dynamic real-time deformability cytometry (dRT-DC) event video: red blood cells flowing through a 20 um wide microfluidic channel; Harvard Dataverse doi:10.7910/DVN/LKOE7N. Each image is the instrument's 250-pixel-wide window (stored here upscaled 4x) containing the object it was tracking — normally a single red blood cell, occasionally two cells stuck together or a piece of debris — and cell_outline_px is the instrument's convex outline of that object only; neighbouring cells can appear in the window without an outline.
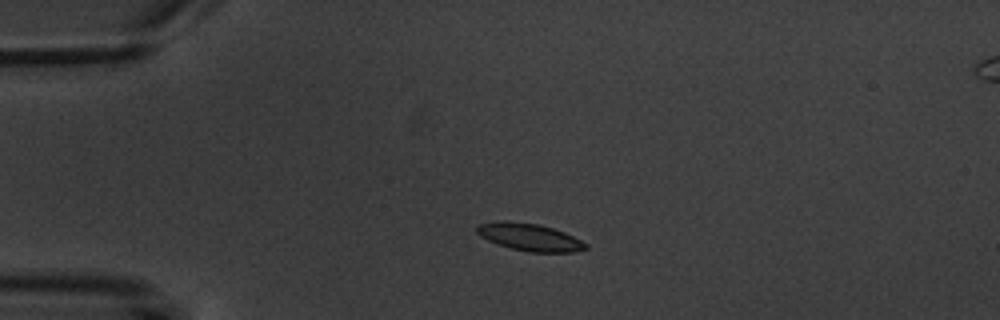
{"species": "common noctule bat (a hibernating species)", "species_latin": "Nyctalus noctula", "temperature_condition": "warm", "stored_images_in_passage": 4, "camera_frame_rate_fps": 3000, "um_per_image_px": 0.085, "animal": {"sex": "male", "body_mass_g": 20.1, "forearm_length_mm": 53.5}, "frame": {"image": 1, "passage_image": 3, "time_ms": 2.333, "image_size_px": [1000, 320], "cell_outline_px": [[588, 248], [572, 252], [528, 252], [496, 244], [480, 236], [476, 232], [476, 224], [504, 220], [536, 224], [552, 228], [564, 232], [588, 244]], "centroid_in_image_um": [44.98, 20.15], "position_along_channel_um": 40.0, "area_um2": 17.28}}